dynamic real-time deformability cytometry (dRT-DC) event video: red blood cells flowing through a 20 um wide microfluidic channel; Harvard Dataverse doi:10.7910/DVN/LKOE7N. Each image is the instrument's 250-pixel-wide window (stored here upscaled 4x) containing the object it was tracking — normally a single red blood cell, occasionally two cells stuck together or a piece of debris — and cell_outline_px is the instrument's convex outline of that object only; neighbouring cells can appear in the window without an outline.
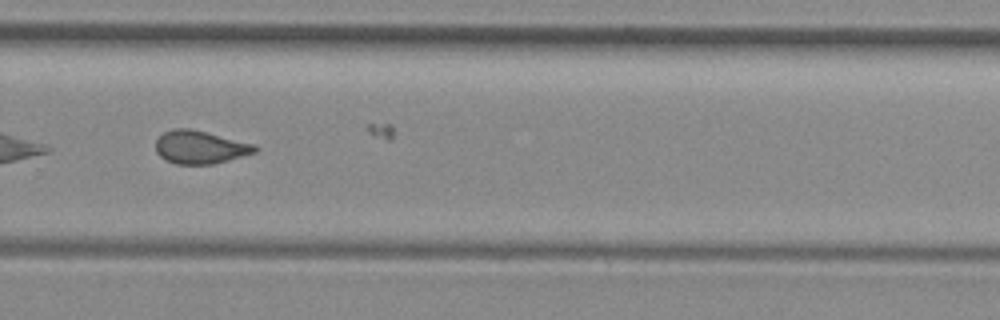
{"species": "common noctule bat (a hibernating species)", "species_latin": "Nyctalus noctula", "temperature_condition": "room temperature", "stored_images_in_passage": 37, "camera_frame_rate_fps": 3000, "um_per_image_px": 0.085, "animal": {"sex": "female", "body_mass_g": 29.2, "forearm_length_mm": 56.3}, "frame": {"image": 1, "passage_image": 32, "time_ms": 10.333, "image_size_px": [1000, 320], "cell_outline_px": [[260, 148], [256, 152], [228, 160], [212, 164], [176, 164], [160, 156], [156, 152], [156, 140], [164, 132], [172, 128], [192, 128], [256, 144]], "centroid_in_image_um": [17.04, 12.49], "position_along_channel_um": 312.8, "area_um2": 19.25}, "authors_computed_cell_mechanics": {"area_um2": 19.2474, "velocity_mm_per_s": 4.1286, "shape_relaxation_time_tau1_ms": null, "shape_relaxation_time_tau2_ms": 2.0388, "deformation_change_tau1": null, "deformation_change_tau2": 0.0603}}